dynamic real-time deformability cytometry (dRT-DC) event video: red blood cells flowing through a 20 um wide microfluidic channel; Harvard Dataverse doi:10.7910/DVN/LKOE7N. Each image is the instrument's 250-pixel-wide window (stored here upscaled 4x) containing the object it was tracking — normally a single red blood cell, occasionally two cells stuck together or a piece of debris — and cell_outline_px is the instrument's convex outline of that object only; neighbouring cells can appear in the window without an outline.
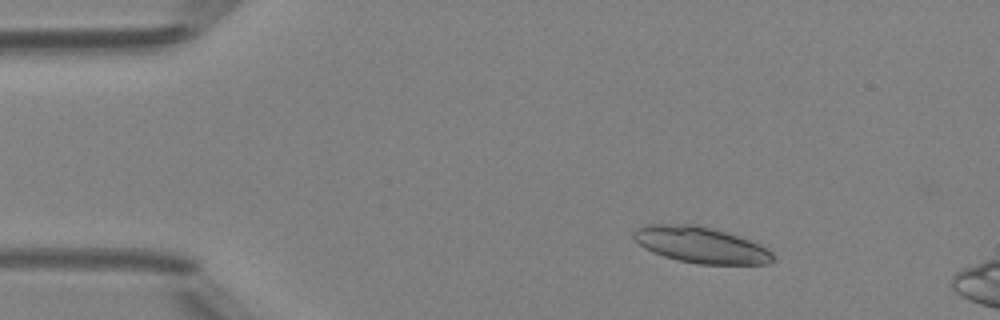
{"species": "Egyptian fruit bat (a non-hibernating species)", "species_latin": "Rousettus aegyptiacus", "temperature_condition": "room temperature", "stored_images_in_passage": 13, "camera_frame_rate_fps": 3000, "um_per_image_px": 0.085, "animal": {"sex": "female"}, "frame": {"image": 1, "passage_image": 8, "time_ms": 2.333, "image_size_px": [1000, 320], "cell_outline_px": [[776, 260], [768, 264], [696, 264], [676, 260], [652, 252], [644, 248], [632, 236], [632, 232], [636, 228], [644, 224], [696, 224], [712, 228], [752, 240], [768, 248], [772, 252]], "centroid_in_image_um": [59.58, 20.82], "position_along_channel_um": 25.4, "area_um2": 29.71}}